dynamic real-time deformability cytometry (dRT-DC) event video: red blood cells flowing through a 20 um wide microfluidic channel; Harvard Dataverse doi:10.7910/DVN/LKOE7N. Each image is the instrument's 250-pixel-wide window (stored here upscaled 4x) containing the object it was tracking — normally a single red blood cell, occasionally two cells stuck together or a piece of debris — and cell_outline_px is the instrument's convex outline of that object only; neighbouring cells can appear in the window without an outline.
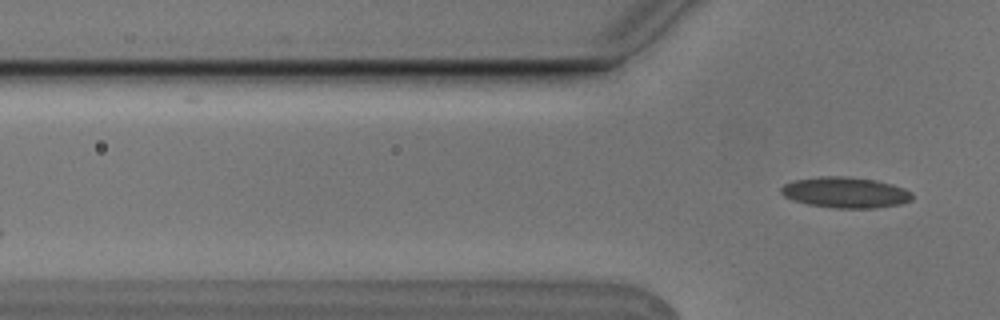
{"species": "Egyptian fruit bat (a non-hibernating species)", "species_latin": "Rousettus aegyptiacus", "temperature_condition": "cold", "stored_images_in_passage": 3, "camera_frame_rate_fps": 3000, "um_per_image_px": 0.085, "animal": {"sex": "male"}, "frame": {"image": 1, "passage_image": 3, "time_ms": 0.667, "image_size_px": [1000, 320], "cell_outline_px": [[912, 200], [900, 204], [876, 208], [832, 208], [808, 204], [784, 196], [780, 192], [780, 188], [784, 184], [796, 180], [820, 176], [844, 176], [876, 180], [892, 184], [904, 188], [912, 192]], "centroid_in_image_um": [71.88, 16.36], "position_along_channel_um": 53.9, "area_um2": 23.52}}